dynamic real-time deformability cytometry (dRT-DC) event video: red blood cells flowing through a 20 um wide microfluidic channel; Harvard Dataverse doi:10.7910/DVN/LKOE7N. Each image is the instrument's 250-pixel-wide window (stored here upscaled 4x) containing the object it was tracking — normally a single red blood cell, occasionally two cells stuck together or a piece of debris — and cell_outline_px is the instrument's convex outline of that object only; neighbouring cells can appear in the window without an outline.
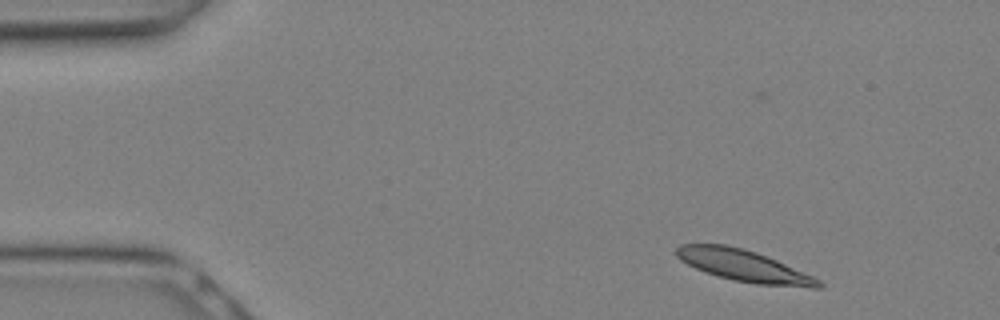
{"species": "Egyptian fruit bat (a non-hibernating species)", "species_latin": "Rousettus aegyptiacus", "temperature_condition": "warm", "stored_images_in_passage": 11, "camera_frame_rate_fps": 3000, "um_per_image_px": 0.085, "animal": {"sex": "female"}, "frame": {"image": 1, "passage_image": 1, "time_ms": 0.0, "image_size_px": [1000, 320], "cell_outline_px": [[824, 284], [820, 288], [812, 288], [756, 284], [732, 280], [704, 272], [680, 260], [676, 256], [676, 248], [680, 244], [724, 244], [744, 248], [756, 252], [776, 260], [812, 276], [820, 280]], "centroid_in_image_um": [63.21, 22.59], "position_along_channel_um": 21.8, "area_um2": 26.13}}
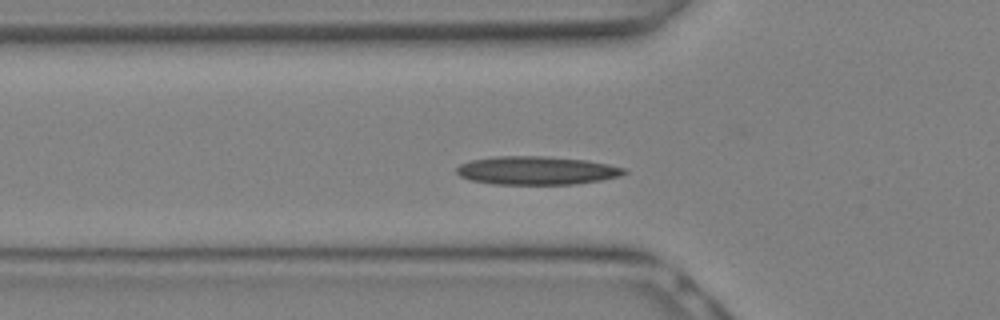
{"frame": {"image": 2, "passage_image": 7, "time_ms": 2.0, "image_size_px": [1000, 320], "cell_outline_px": [[628, 172], [620, 176], [600, 180], [576, 184], [492, 184], [472, 180], [460, 176], [456, 172], [456, 168], [460, 164], [472, 160], [496, 156], [544, 156], [588, 160], [608, 164], [624, 168]], "centroid_in_image_um": [45.62, 14.49], "position_along_channel_um": 80.2, "area_um2": 27.69}}
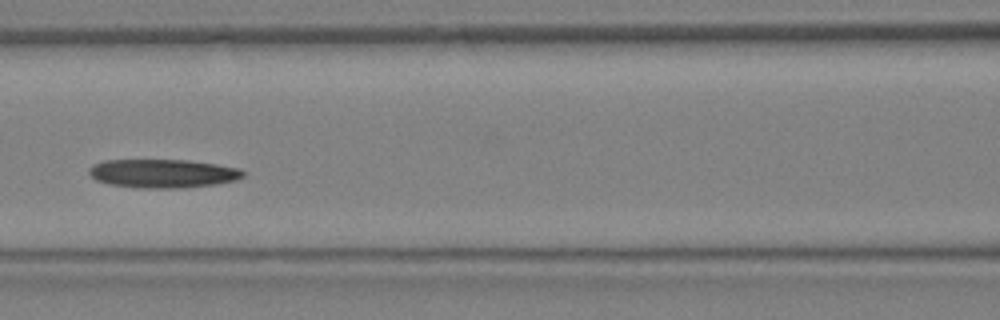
{"frame": {"image": 3, "passage_image": 10, "time_ms": 3.0, "image_size_px": [1000, 320], "cell_outline_px": [[244, 176], [236, 180], [216, 184], [180, 188], [140, 188], [112, 184], [96, 180], [88, 172], [88, 168], [92, 164], [104, 160], [188, 160], [216, 164], [240, 168], [244, 172]], "centroid_in_image_um": [13.84, 14.74], "position_along_channel_um": 152.8, "area_um2": 25.72}}